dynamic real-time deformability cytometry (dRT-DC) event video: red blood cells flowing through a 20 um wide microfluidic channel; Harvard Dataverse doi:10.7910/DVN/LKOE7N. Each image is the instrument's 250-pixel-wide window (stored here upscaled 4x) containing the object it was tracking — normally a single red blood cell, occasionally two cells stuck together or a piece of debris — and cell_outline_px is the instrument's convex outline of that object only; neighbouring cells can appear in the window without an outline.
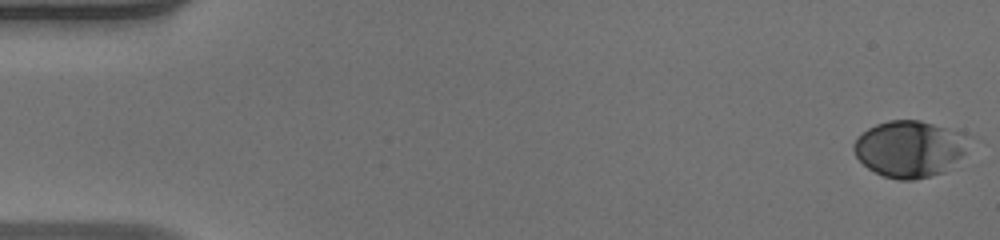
{"species": "human", "species_latin": "Homo sapiens", "temperature_condition": "warm", "stored_images_in_passage": 52, "camera_frame_rate_fps": 3000, "um_per_image_px": 0.085, "donor": {"sex": "male"}, "frame": {"image": 1, "passage_image": 1, "time_ms": 0.0, "image_size_px": [1000, 240], "cell_outline_px": [[972, 136], [964, 152], [944, 172], [912, 180], [896, 180], [884, 176], [868, 168], [856, 156], [852, 148], [852, 144], [856, 136], [868, 128], [876, 124], [888, 120], [920, 120], [964, 132]], "centroid_in_image_um": [77.3, 12.62], "position_along_channel_um": 7.7, "area_um2": 38.09}}
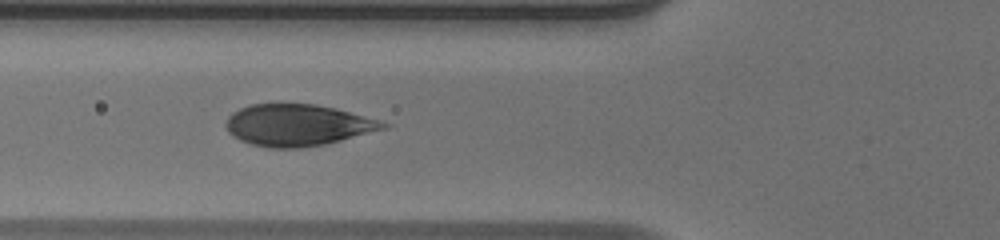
{"frame": {"image": 2, "passage_image": 20, "time_ms": 6.333, "image_size_px": [1000, 240], "cell_outline_px": [[392, 124], [388, 128], [324, 144], [300, 148], [268, 148], [252, 144], [240, 140], [232, 136], [228, 132], [224, 124], [228, 116], [232, 112], [240, 108], [252, 104], [280, 100], [316, 104], [336, 108], [380, 120]], "centroid_in_image_um": [25.26, 10.59], "position_along_channel_um": 100.5, "area_um2": 39.19}}
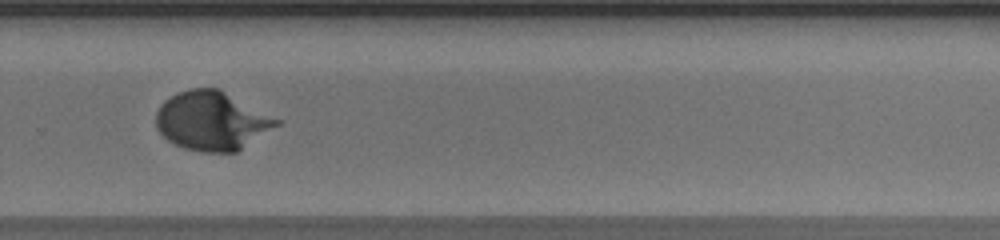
{"frame": {"image": 3, "passage_image": 36, "time_ms": 11.667, "image_size_px": [1000, 240], "cell_outline_px": [[284, 120], [280, 124], [240, 152], [204, 152], [184, 148], [168, 140], [156, 128], [156, 112], [160, 104], [164, 100], [176, 92], [188, 88], [220, 88]], "centroid_in_image_um": [18.07, 10.26], "position_along_channel_um": 311.7, "area_um2": 42.25}}